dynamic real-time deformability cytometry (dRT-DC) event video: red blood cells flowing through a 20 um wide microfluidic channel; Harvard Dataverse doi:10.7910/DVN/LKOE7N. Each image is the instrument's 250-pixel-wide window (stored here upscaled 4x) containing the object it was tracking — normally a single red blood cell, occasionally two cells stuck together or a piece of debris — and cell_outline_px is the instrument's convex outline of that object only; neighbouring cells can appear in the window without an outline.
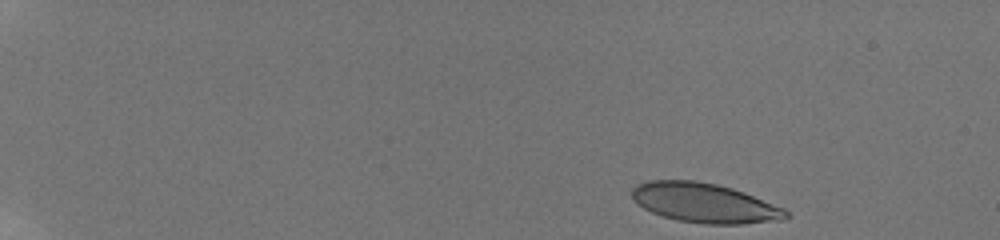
{"species": "human", "species_latin": "Homo sapiens", "temperature_condition": "room temperature", "stored_images_in_passage": 49, "camera_frame_rate_fps": 3000, "um_per_image_px": 0.085, "donor": {"sex": "male"}, "frame": {"image": 1, "passage_image": 1, "time_ms": 0.0, "image_size_px": [1000, 240], "cell_outline_px": [[792, 216], [784, 220], [740, 224], [704, 224], [676, 220], [652, 212], [636, 204], [632, 200], [632, 188], [636, 184], [648, 180], [696, 180], [716, 184], [732, 188], [744, 192], [784, 208]], "centroid_in_image_um": [59.88, 17.25], "position_along_channel_um": 25.1, "area_um2": 35.78}}
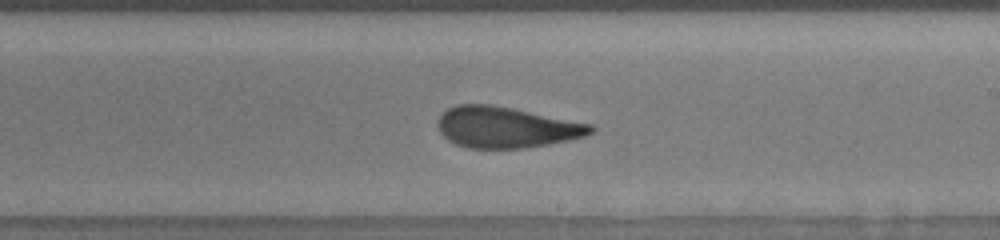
{"frame": {"image": 2, "passage_image": 30, "time_ms": 9.667, "image_size_px": [1000, 240], "cell_outline_px": [[596, 128], [592, 132], [584, 136], [572, 140], [524, 148], [468, 148], [456, 144], [448, 140], [440, 132], [436, 124], [436, 120], [448, 108], [456, 104], [492, 104], [592, 124]], "centroid_in_image_um": [43.01, 10.82], "position_along_channel_um": 246.0, "area_um2": 36.65}}
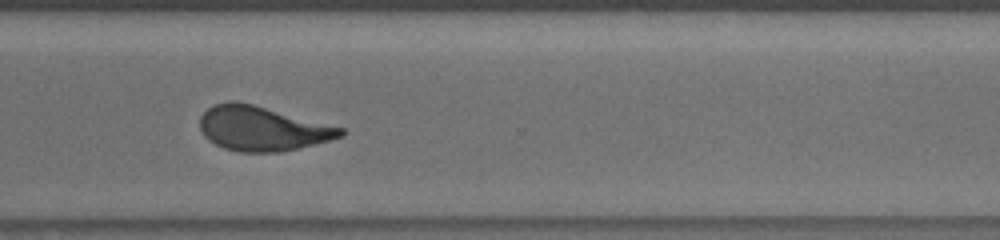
{"frame": {"image": 3, "passage_image": 38, "time_ms": 12.333, "image_size_px": [1000, 240], "cell_outline_px": [[344, 136], [332, 140], [280, 152], [240, 152], [224, 148], [208, 140], [204, 136], [200, 128], [200, 116], [212, 104], [228, 100], [236, 100], [252, 104], [344, 128]], "centroid_in_image_um": [22.26, 10.92], "position_along_channel_um": 348.3, "area_um2": 36.53}, "authors_computed_cell_mechanics": {"area_um2": 36.414, "velocity_mm_per_s": 3.8433, "shape_relaxation_time_tau1_ms": 6.7481, "shape_relaxation_time_tau2_ms": 1.3278, "deformation_change_tau1": 0.2026, "deformation_change_tau2": 0.0917}}